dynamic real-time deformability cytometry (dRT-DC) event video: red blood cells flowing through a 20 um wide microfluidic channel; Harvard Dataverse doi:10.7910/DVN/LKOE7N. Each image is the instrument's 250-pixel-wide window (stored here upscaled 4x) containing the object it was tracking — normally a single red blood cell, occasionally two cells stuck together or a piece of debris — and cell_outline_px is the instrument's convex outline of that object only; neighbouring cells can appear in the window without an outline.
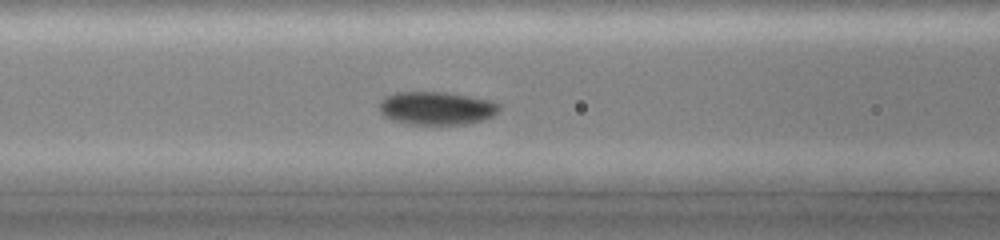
{"species": "common noctule bat (a hibernating species)", "species_latin": "Nyctalus noctula", "temperature_condition": "cold", "stored_images_in_passage": 21, "camera_frame_rate_fps": 3000, "um_per_image_px": 0.085, "animal": {"sex": "female", "body_mass_g": 19.0, "forearm_length_mm": 51.5}, "frame": {"image": 1, "passage_image": 10, "time_ms": 3.0, "image_size_px": [1000, 240], "cell_outline_px": [[500, 108], [492, 116], [480, 120], [464, 124], [408, 124], [392, 120], [384, 116], [380, 112], [380, 100], [384, 96], [396, 92], [448, 92], [492, 100], [500, 104]], "centroid_in_image_um": [37.08, 9.18], "position_along_channel_um": 129.5, "area_um2": 23.24}}
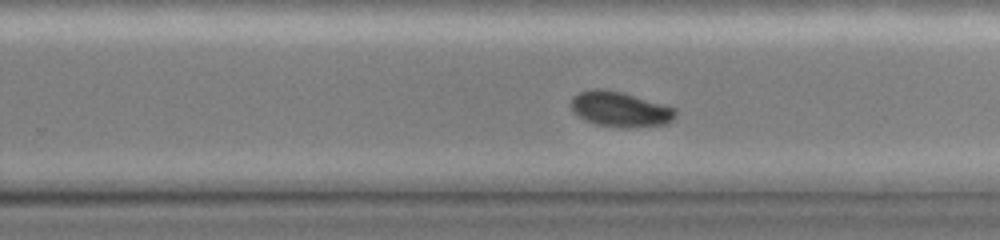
{"frame": {"image": 2, "passage_image": 21, "time_ms": 6.667, "image_size_px": [1000, 240], "cell_outline_px": [[676, 116], [668, 124], [596, 124], [580, 116], [572, 108], [572, 96], [580, 92], [592, 88], [604, 88], [624, 92], [676, 108]], "centroid_in_image_um": [52.72, 9.19], "position_along_channel_um": 277.1, "area_um2": 20.35}}